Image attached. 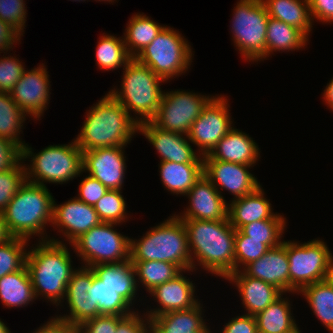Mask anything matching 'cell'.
<instances>
[{
	"label": "cell",
	"mask_w": 333,
	"mask_h": 333,
	"mask_svg": "<svg viewBox=\"0 0 333 333\" xmlns=\"http://www.w3.org/2000/svg\"><path fill=\"white\" fill-rule=\"evenodd\" d=\"M272 204L265 198L260 185L254 192L240 198L231 199L228 203L227 217L235 230L254 221L265 219H286L280 213H274Z\"/></svg>",
	"instance_id": "23"
},
{
	"label": "cell",
	"mask_w": 333,
	"mask_h": 333,
	"mask_svg": "<svg viewBox=\"0 0 333 333\" xmlns=\"http://www.w3.org/2000/svg\"><path fill=\"white\" fill-rule=\"evenodd\" d=\"M189 205L179 219L224 220L227 218L228 202L216 187L203 175L185 195Z\"/></svg>",
	"instance_id": "20"
},
{
	"label": "cell",
	"mask_w": 333,
	"mask_h": 333,
	"mask_svg": "<svg viewBox=\"0 0 333 333\" xmlns=\"http://www.w3.org/2000/svg\"><path fill=\"white\" fill-rule=\"evenodd\" d=\"M183 272L149 292L159 307L144 313L148 319L170 311L189 309L200 302L195 296V283L187 279Z\"/></svg>",
	"instance_id": "21"
},
{
	"label": "cell",
	"mask_w": 333,
	"mask_h": 333,
	"mask_svg": "<svg viewBox=\"0 0 333 333\" xmlns=\"http://www.w3.org/2000/svg\"><path fill=\"white\" fill-rule=\"evenodd\" d=\"M192 52L188 40L166 25L135 59L167 82L188 71L193 62Z\"/></svg>",
	"instance_id": "8"
},
{
	"label": "cell",
	"mask_w": 333,
	"mask_h": 333,
	"mask_svg": "<svg viewBox=\"0 0 333 333\" xmlns=\"http://www.w3.org/2000/svg\"><path fill=\"white\" fill-rule=\"evenodd\" d=\"M125 316L99 315L86 320L78 329L79 333H116L117 324Z\"/></svg>",
	"instance_id": "46"
},
{
	"label": "cell",
	"mask_w": 333,
	"mask_h": 333,
	"mask_svg": "<svg viewBox=\"0 0 333 333\" xmlns=\"http://www.w3.org/2000/svg\"><path fill=\"white\" fill-rule=\"evenodd\" d=\"M96 64L99 69L114 71L123 68L133 59L126 48L123 37L104 33L96 45Z\"/></svg>",
	"instance_id": "35"
},
{
	"label": "cell",
	"mask_w": 333,
	"mask_h": 333,
	"mask_svg": "<svg viewBox=\"0 0 333 333\" xmlns=\"http://www.w3.org/2000/svg\"><path fill=\"white\" fill-rule=\"evenodd\" d=\"M99 315L128 316L135 312L131 305L119 295V291L106 285L92 270V286Z\"/></svg>",
	"instance_id": "38"
},
{
	"label": "cell",
	"mask_w": 333,
	"mask_h": 333,
	"mask_svg": "<svg viewBox=\"0 0 333 333\" xmlns=\"http://www.w3.org/2000/svg\"><path fill=\"white\" fill-rule=\"evenodd\" d=\"M293 333H302L300 329L296 330L295 332Z\"/></svg>",
	"instance_id": "58"
},
{
	"label": "cell",
	"mask_w": 333,
	"mask_h": 333,
	"mask_svg": "<svg viewBox=\"0 0 333 333\" xmlns=\"http://www.w3.org/2000/svg\"><path fill=\"white\" fill-rule=\"evenodd\" d=\"M0 333H11L7 325L0 319Z\"/></svg>",
	"instance_id": "56"
},
{
	"label": "cell",
	"mask_w": 333,
	"mask_h": 333,
	"mask_svg": "<svg viewBox=\"0 0 333 333\" xmlns=\"http://www.w3.org/2000/svg\"><path fill=\"white\" fill-rule=\"evenodd\" d=\"M0 299L7 308H23L36 300L26 265L0 278Z\"/></svg>",
	"instance_id": "31"
},
{
	"label": "cell",
	"mask_w": 333,
	"mask_h": 333,
	"mask_svg": "<svg viewBox=\"0 0 333 333\" xmlns=\"http://www.w3.org/2000/svg\"><path fill=\"white\" fill-rule=\"evenodd\" d=\"M268 16L299 29L307 38L312 31L313 20L309 0H262Z\"/></svg>",
	"instance_id": "28"
},
{
	"label": "cell",
	"mask_w": 333,
	"mask_h": 333,
	"mask_svg": "<svg viewBox=\"0 0 333 333\" xmlns=\"http://www.w3.org/2000/svg\"><path fill=\"white\" fill-rule=\"evenodd\" d=\"M131 261H162L193 272L188 249L187 231L176 214L151 227L142 238L130 237Z\"/></svg>",
	"instance_id": "5"
},
{
	"label": "cell",
	"mask_w": 333,
	"mask_h": 333,
	"mask_svg": "<svg viewBox=\"0 0 333 333\" xmlns=\"http://www.w3.org/2000/svg\"><path fill=\"white\" fill-rule=\"evenodd\" d=\"M11 236L5 225L3 213H0V244L6 242Z\"/></svg>",
	"instance_id": "55"
},
{
	"label": "cell",
	"mask_w": 333,
	"mask_h": 333,
	"mask_svg": "<svg viewBox=\"0 0 333 333\" xmlns=\"http://www.w3.org/2000/svg\"><path fill=\"white\" fill-rule=\"evenodd\" d=\"M72 1H75V2L78 1V2H80V1H86V0H72ZM87 1H88V0H87Z\"/></svg>",
	"instance_id": "59"
},
{
	"label": "cell",
	"mask_w": 333,
	"mask_h": 333,
	"mask_svg": "<svg viewBox=\"0 0 333 333\" xmlns=\"http://www.w3.org/2000/svg\"><path fill=\"white\" fill-rule=\"evenodd\" d=\"M125 146L82 152V172L99 180L108 190H121L126 173Z\"/></svg>",
	"instance_id": "15"
},
{
	"label": "cell",
	"mask_w": 333,
	"mask_h": 333,
	"mask_svg": "<svg viewBox=\"0 0 333 333\" xmlns=\"http://www.w3.org/2000/svg\"><path fill=\"white\" fill-rule=\"evenodd\" d=\"M22 160V148L0 137V172L15 167Z\"/></svg>",
	"instance_id": "48"
},
{
	"label": "cell",
	"mask_w": 333,
	"mask_h": 333,
	"mask_svg": "<svg viewBox=\"0 0 333 333\" xmlns=\"http://www.w3.org/2000/svg\"><path fill=\"white\" fill-rule=\"evenodd\" d=\"M299 293L307 300L315 316L330 333H333V280L315 282Z\"/></svg>",
	"instance_id": "34"
},
{
	"label": "cell",
	"mask_w": 333,
	"mask_h": 333,
	"mask_svg": "<svg viewBox=\"0 0 333 333\" xmlns=\"http://www.w3.org/2000/svg\"><path fill=\"white\" fill-rule=\"evenodd\" d=\"M26 116L13 101L10 93L0 92V137L23 148L26 143L19 135L23 132L21 129L27 119Z\"/></svg>",
	"instance_id": "36"
},
{
	"label": "cell",
	"mask_w": 333,
	"mask_h": 333,
	"mask_svg": "<svg viewBox=\"0 0 333 333\" xmlns=\"http://www.w3.org/2000/svg\"><path fill=\"white\" fill-rule=\"evenodd\" d=\"M24 0H0V19L15 29L21 36L26 27L27 8Z\"/></svg>",
	"instance_id": "44"
},
{
	"label": "cell",
	"mask_w": 333,
	"mask_h": 333,
	"mask_svg": "<svg viewBox=\"0 0 333 333\" xmlns=\"http://www.w3.org/2000/svg\"><path fill=\"white\" fill-rule=\"evenodd\" d=\"M289 261L286 254V241L270 248L262 257L248 264L242 271L249 277L272 284L282 293L290 294Z\"/></svg>",
	"instance_id": "22"
},
{
	"label": "cell",
	"mask_w": 333,
	"mask_h": 333,
	"mask_svg": "<svg viewBox=\"0 0 333 333\" xmlns=\"http://www.w3.org/2000/svg\"><path fill=\"white\" fill-rule=\"evenodd\" d=\"M20 40L21 35L0 19V54L4 53L5 55L10 49L12 50V47H15L13 45L20 42Z\"/></svg>",
	"instance_id": "53"
},
{
	"label": "cell",
	"mask_w": 333,
	"mask_h": 333,
	"mask_svg": "<svg viewBox=\"0 0 333 333\" xmlns=\"http://www.w3.org/2000/svg\"><path fill=\"white\" fill-rule=\"evenodd\" d=\"M225 280L235 284L241 297L243 308L248 315L255 316L276 300L282 292L263 280L249 277L243 271L231 273Z\"/></svg>",
	"instance_id": "25"
},
{
	"label": "cell",
	"mask_w": 333,
	"mask_h": 333,
	"mask_svg": "<svg viewBox=\"0 0 333 333\" xmlns=\"http://www.w3.org/2000/svg\"><path fill=\"white\" fill-rule=\"evenodd\" d=\"M65 244L53 237L50 240H39L35 247L31 246L28 250L26 259L35 298L42 296L61 307L66 286L77 269L72 267L71 255Z\"/></svg>",
	"instance_id": "2"
},
{
	"label": "cell",
	"mask_w": 333,
	"mask_h": 333,
	"mask_svg": "<svg viewBox=\"0 0 333 333\" xmlns=\"http://www.w3.org/2000/svg\"><path fill=\"white\" fill-rule=\"evenodd\" d=\"M159 169L163 187L177 196L186 195L203 176V163L179 164L164 161L160 162Z\"/></svg>",
	"instance_id": "29"
},
{
	"label": "cell",
	"mask_w": 333,
	"mask_h": 333,
	"mask_svg": "<svg viewBox=\"0 0 333 333\" xmlns=\"http://www.w3.org/2000/svg\"><path fill=\"white\" fill-rule=\"evenodd\" d=\"M53 200L46 186L26 180L2 212L10 236L30 241L36 235L41 241L50 240L45 229L52 224Z\"/></svg>",
	"instance_id": "4"
},
{
	"label": "cell",
	"mask_w": 333,
	"mask_h": 333,
	"mask_svg": "<svg viewBox=\"0 0 333 333\" xmlns=\"http://www.w3.org/2000/svg\"><path fill=\"white\" fill-rule=\"evenodd\" d=\"M322 99H324L325 104L327 107L331 108L330 110H333V78L329 81L326 88L323 91Z\"/></svg>",
	"instance_id": "54"
},
{
	"label": "cell",
	"mask_w": 333,
	"mask_h": 333,
	"mask_svg": "<svg viewBox=\"0 0 333 333\" xmlns=\"http://www.w3.org/2000/svg\"><path fill=\"white\" fill-rule=\"evenodd\" d=\"M80 133L75 138L84 151L127 146L138 133V123L109 93L86 112Z\"/></svg>",
	"instance_id": "3"
},
{
	"label": "cell",
	"mask_w": 333,
	"mask_h": 333,
	"mask_svg": "<svg viewBox=\"0 0 333 333\" xmlns=\"http://www.w3.org/2000/svg\"><path fill=\"white\" fill-rule=\"evenodd\" d=\"M308 39L299 29L269 17L266 34V58L277 51H281V53L298 51L307 45Z\"/></svg>",
	"instance_id": "32"
},
{
	"label": "cell",
	"mask_w": 333,
	"mask_h": 333,
	"mask_svg": "<svg viewBox=\"0 0 333 333\" xmlns=\"http://www.w3.org/2000/svg\"><path fill=\"white\" fill-rule=\"evenodd\" d=\"M228 100L224 95L214 96L192 123L187 136L198 147L197 153L202 157L209 155L218 141L233 128Z\"/></svg>",
	"instance_id": "13"
},
{
	"label": "cell",
	"mask_w": 333,
	"mask_h": 333,
	"mask_svg": "<svg viewBox=\"0 0 333 333\" xmlns=\"http://www.w3.org/2000/svg\"><path fill=\"white\" fill-rule=\"evenodd\" d=\"M231 19L232 39L244 60H266V34L269 16L262 0H239Z\"/></svg>",
	"instance_id": "9"
},
{
	"label": "cell",
	"mask_w": 333,
	"mask_h": 333,
	"mask_svg": "<svg viewBox=\"0 0 333 333\" xmlns=\"http://www.w3.org/2000/svg\"><path fill=\"white\" fill-rule=\"evenodd\" d=\"M283 295L254 316L258 333H293L299 329L291 312L290 300Z\"/></svg>",
	"instance_id": "30"
},
{
	"label": "cell",
	"mask_w": 333,
	"mask_h": 333,
	"mask_svg": "<svg viewBox=\"0 0 333 333\" xmlns=\"http://www.w3.org/2000/svg\"><path fill=\"white\" fill-rule=\"evenodd\" d=\"M286 254L290 266V292L293 294L333 275L332 253L320 238L304 243L287 240Z\"/></svg>",
	"instance_id": "10"
},
{
	"label": "cell",
	"mask_w": 333,
	"mask_h": 333,
	"mask_svg": "<svg viewBox=\"0 0 333 333\" xmlns=\"http://www.w3.org/2000/svg\"><path fill=\"white\" fill-rule=\"evenodd\" d=\"M138 132L157 150L160 162L203 163V157L196 153L185 134L161 129L152 121L138 124Z\"/></svg>",
	"instance_id": "18"
},
{
	"label": "cell",
	"mask_w": 333,
	"mask_h": 333,
	"mask_svg": "<svg viewBox=\"0 0 333 333\" xmlns=\"http://www.w3.org/2000/svg\"><path fill=\"white\" fill-rule=\"evenodd\" d=\"M181 220L187 231L188 249L194 271L199 265L210 274L224 279L235 272L236 230L229 223L228 217L209 221Z\"/></svg>",
	"instance_id": "1"
},
{
	"label": "cell",
	"mask_w": 333,
	"mask_h": 333,
	"mask_svg": "<svg viewBox=\"0 0 333 333\" xmlns=\"http://www.w3.org/2000/svg\"><path fill=\"white\" fill-rule=\"evenodd\" d=\"M259 156L260 149L258 144L255 143V140L233 126V128L218 141L211 153L204 156L203 159H215L255 166L256 162L258 163L259 161Z\"/></svg>",
	"instance_id": "24"
},
{
	"label": "cell",
	"mask_w": 333,
	"mask_h": 333,
	"mask_svg": "<svg viewBox=\"0 0 333 333\" xmlns=\"http://www.w3.org/2000/svg\"><path fill=\"white\" fill-rule=\"evenodd\" d=\"M95 1H100V2H101V1H105V2H109L110 4H111V3L113 4V2L116 1V0H95Z\"/></svg>",
	"instance_id": "57"
},
{
	"label": "cell",
	"mask_w": 333,
	"mask_h": 333,
	"mask_svg": "<svg viewBox=\"0 0 333 333\" xmlns=\"http://www.w3.org/2000/svg\"><path fill=\"white\" fill-rule=\"evenodd\" d=\"M269 248L263 240L249 239L240 230L235 233V272L242 271L248 264L256 261L265 254Z\"/></svg>",
	"instance_id": "42"
},
{
	"label": "cell",
	"mask_w": 333,
	"mask_h": 333,
	"mask_svg": "<svg viewBox=\"0 0 333 333\" xmlns=\"http://www.w3.org/2000/svg\"><path fill=\"white\" fill-rule=\"evenodd\" d=\"M102 223L122 224L128 219L121 190H108L93 206Z\"/></svg>",
	"instance_id": "41"
},
{
	"label": "cell",
	"mask_w": 333,
	"mask_h": 333,
	"mask_svg": "<svg viewBox=\"0 0 333 333\" xmlns=\"http://www.w3.org/2000/svg\"><path fill=\"white\" fill-rule=\"evenodd\" d=\"M138 309L125 316L118 324L116 333H149V319L140 314ZM140 314V315H139Z\"/></svg>",
	"instance_id": "49"
},
{
	"label": "cell",
	"mask_w": 333,
	"mask_h": 333,
	"mask_svg": "<svg viewBox=\"0 0 333 333\" xmlns=\"http://www.w3.org/2000/svg\"><path fill=\"white\" fill-rule=\"evenodd\" d=\"M165 25H161L144 13L134 14L126 25L124 43L132 58L140 54Z\"/></svg>",
	"instance_id": "33"
},
{
	"label": "cell",
	"mask_w": 333,
	"mask_h": 333,
	"mask_svg": "<svg viewBox=\"0 0 333 333\" xmlns=\"http://www.w3.org/2000/svg\"><path fill=\"white\" fill-rule=\"evenodd\" d=\"M136 272L137 286L145 287L150 292L179 275L183 270L175 264L162 261H131ZM140 283V284H139Z\"/></svg>",
	"instance_id": "37"
},
{
	"label": "cell",
	"mask_w": 333,
	"mask_h": 333,
	"mask_svg": "<svg viewBox=\"0 0 333 333\" xmlns=\"http://www.w3.org/2000/svg\"><path fill=\"white\" fill-rule=\"evenodd\" d=\"M221 333H258L255 317L248 314L238 315L224 324Z\"/></svg>",
	"instance_id": "50"
},
{
	"label": "cell",
	"mask_w": 333,
	"mask_h": 333,
	"mask_svg": "<svg viewBox=\"0 0 333 333\" xmlns=\"http://www.w3.org/2000/svg\"><path fill=\"white\" fill-rule=\"evenodd\" d=\"M118 224L101 223L85 232L70 246L77 257L84 262L82 266L120 263L130 260V238L117 232Z\"/></svg>",
	"instance_id": "11"
},
{
	"label": "cell",
	"mask_w": 333,
	"mask_h": 333,
	"mask_svg": "<svg viewBox=\"0 0 333 333\" xmlns=\"http://www.w3.org/2000/svg\"><path fill=\"white\" fill-rule=\"evenodd\" d=\"M28 242L23 238L11 237L0 244V278L26 265Z\"/></svg>",
	"instance_id": "40"
},
{
	"label": "cell",
	"mask_w": 333,
	"mask_h": 333,
	"mask_svg": "<svg viewBox=\"0 0 333 333\" xmlns=\"http://www.w3.org/2000/svg\"><path fill=\"white\" fill-rule=\"evenodd\" d=\"M16 56L0 57V92L10 93L26 68Z\"/></svg>",
	"instance_id": "45"
},
{
	"label": "cell",
	"mask_w": 333,
	"mask_h": 333,
	"mask_svg": "<svg viewBox=\"0 0 333 333\" xmlns=\"http://www.w3.org/2000/svg\"><path fill=\"white\" fill-rule=\"evenodd\" d=\"M32 333H79V329L78 326L55 316Z\"/></svg>",
	"instance_id": "52"
},
{
	"label": "cell",
	"mask_w": 333,
	"mask_h": 333,
	"mask_svg": "<svg viewBox=\"0 0 333 333\" xmlns=\"http://www.w3.org/2000/svg\"><path fill=\"white\" fill-rule=\"evenodd\" d=\"M101 223L102 221L92 205H88L76 197L58 205L54 198L53 220L50 226L52 225L53 228L55 227L54 230L62 233L63 237H66L64 241H67L69 245Z\"/></svg>",
	"instance_id": "19"
},
{
	"label": "cell",
	"mask_w": 333,
	"mask_h": 333,
	"mask_svg": "<svg viewBox=\"0 0 333 333\" xmlns=\"http://www.w3.org/2000/svg\"><path fill=\"white\" fill-rule=\"evenodd\" d=\"M121 88L108 91L138 123L151 121L158 112L163 90V78L156 75L148 66L133 58L124 68ZM134 112L137 116L131 115ZM140 116V117H139Z\"/></svg>",
	"instance_id": "6"
},
{
	"label": "cell",
	"mask_w": 333,
	"mask_h": 333,
	"mask_svg": "<svg viewBox=\"0 0 333 333\" xmlns=\"http://www.w3.org/2000/svg\"><path fill=\"white\" fill-rule=\"evenodd\" d=\"M24 163L21 160L15 167L0 172V213L6 209L10 200L26 181Z\"/></svg>",
	"instance_id": "43"
},
{
	"label": "cell",
	"mask_w": 333,
	"mask_h": 333,
	"mask_svg": "<svg viewBox=\"0 0 333 333\" xmlns=\"http://www.w3.org/2000/svg\"><path fill=\"white\" fill-rule=\"evenodd\" d=\"M46 65L40 64L23 72L10 92L13 101L33 119L41 120L50 99V80Z\"/></svg>",
	"instance_id": "14"
},
{
	"label": "cell",
	"mask_w": 333,
	"mask_h": 333,
	"mask_svg": "<svg viewBox=\"0 0 333 333\" xmlns=\"http://www.w3.org/2000/svg\"><path fill=\"white\" fill-rule=\"evenodd\" d=\"M213 97L185 90L164 91L158 112L151 121L161 129L188 135L192 123Z\"/></svg>",
	"instance_id": "12"
},
{
	"label": "cell",
	"mask_w": 333,
	"mask_h": 333,
	"mask_svg": "<svg viewBox=\"0 0 333 333\" xmlns=\"http://www.w3.org/2000/svg\"><path fill=\"white\" fill-rule=\"evenodd\" d=\"M91 286L92 269L81 265L74 271L66 286L64 300L68 303L69 312L57 317L79 327L86 320L99 316L94 287Z\"/></svg>",
	"instance_id": "16"
},
{
	"label": "cell",
	"mask_w": 333,
	"mask_h": 333,
	"mask_svg": "<svg viewBox=\"0 0 333 333\" xmlns=\"http://www.w3.org/2000/svg\"><path fill=\"white\" fill-rule=\"evenodd\" d=\"M252 167L215 159H203V175L216 187L221 196H223L221 191L224 189L234 196L233 199L248 195L261 185L249 171Z\"/></svg>",
	"instance_id": "17"
},
{
	"label": "cell",
	"mask_w": 333,
	"mask_h": 333,
	"mask_svg": "<svg viewBox=\"0 0 333 333\" xmlns=\"http://www.w3.org/2000/svg\"><path fill=\"white\" fill-rule=\"evenodd\" d=\"M309 7L313 22L333 23V0H309Z\"/></svg>",
	"instance_id": "51"
},
{
	"label": "cell",
	"mask_w": 333,
	"mask_h": 333,
	"mask_svg": "<svg viewBox=\"0 0 333 333\" xmlns=\"http://www.w3.org/2000/svg\"><path fill=\"white\" fill-rule=\"evenodd\" d=\"M33 151L27 143L22 148V160L29 158L31 163L30 166L25 164L28 182L42 186H46L44 183L63 184L83 174L82 150L75 139L68 144L49 145L38 153Z\"/></svg>",
	"instance_id": "7"
},
{
	"label": "cell",
	"mask_w": 333,
	"mask_h": 333,
	"mask_svg": "<svg viewBox=\"0 0 333 333\" xmlns=\"http://www.w3.org/2000/svg\"><path fill=\"white\" fill-rule=\"evenodd\" d=\"M94 274L106 285L116 288L131 306L134 305L138 290L136 272L131 260L120 263L99 264L91 267ZM136 298V299H135Z\"/></svg>",
	"instance_id": "27"
},
{
	"label": "cell",
	"mask_w": 333,
	"mask_h": 333,
	"mask_svg": "<svg viewBox=\"0 0 333 333\" xmlns=\"http://www.w3.org/2000/svg\"><path fill=\"white\" fill-rule=\"evenodd\" d=\"M78 189L77 199L82 202L94 206L96 202L104 196L108 189L97 179L92 178L89 175H86L80 181Z\"/></svg>",
	"instance_id": "47"
},
{
	"label": "cell",
	"mask_w": 333,
	"mask_h": 333,
	"mask_svg": "<svg viewBox=\"0 0 333 333\" xmlns=\"http://www.w3.org/2000/svg\"><path fill=\"white\" fill-rule=\"evenodd\" d=\"M286 219H265L242 226L239 230L249 239L263 240L269 249L279 246L286 229Z\"/></svg>",
	"instance_id": "39"
},
{
	"label": "cell",
	"mask_w": 333,
	"mask_h": 333,
	"mask_svg": "<svg viewBox=\"0 0 333 333\" xmlns=\"http://www.w3.org/2000/svg\"><path fill=\"white\" fill-rule=\"evenodd\" d=\"M202 307L199 302L192 308L170 311L149 319V333H212L203 319Z\"/></svg>",
	"instance_id": "26"
}]
</instances>
